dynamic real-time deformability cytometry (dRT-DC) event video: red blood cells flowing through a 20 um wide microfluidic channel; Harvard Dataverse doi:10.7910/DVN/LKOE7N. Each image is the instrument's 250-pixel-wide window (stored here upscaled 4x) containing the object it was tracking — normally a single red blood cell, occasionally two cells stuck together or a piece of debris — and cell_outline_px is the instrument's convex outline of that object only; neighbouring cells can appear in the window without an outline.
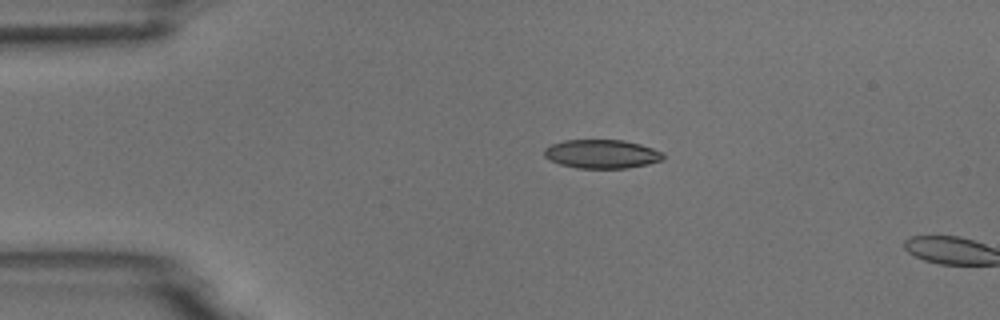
{"species": "common noctule bat (a hibernating species)", "species_latin": "Nyctalus noctula", "temperature_condition": "room temperature", "stored_images_in_passage": 3, "camera_frame_rate_fps": 3000, "um_per_image_px": 0.085, "animal": {"sex": "male", "body_mass_g": 18.8}, "frame": {"image": 1, "passage_image": 1, "time_ms": 0.0, "image_size_px": [1000, 320], "cell_outline_px": [[664, 160], [648, 164], [628, 168], [576, 168], [560, 164], [544, 156], [544, 148], [552, 144], [564, 140], [624, 140], [640, 144], [664, 152]], "centroid_in_image_um": [51.18, 13.09], "position_along_channel_um": 33.8, "area_um2": 20.0}}